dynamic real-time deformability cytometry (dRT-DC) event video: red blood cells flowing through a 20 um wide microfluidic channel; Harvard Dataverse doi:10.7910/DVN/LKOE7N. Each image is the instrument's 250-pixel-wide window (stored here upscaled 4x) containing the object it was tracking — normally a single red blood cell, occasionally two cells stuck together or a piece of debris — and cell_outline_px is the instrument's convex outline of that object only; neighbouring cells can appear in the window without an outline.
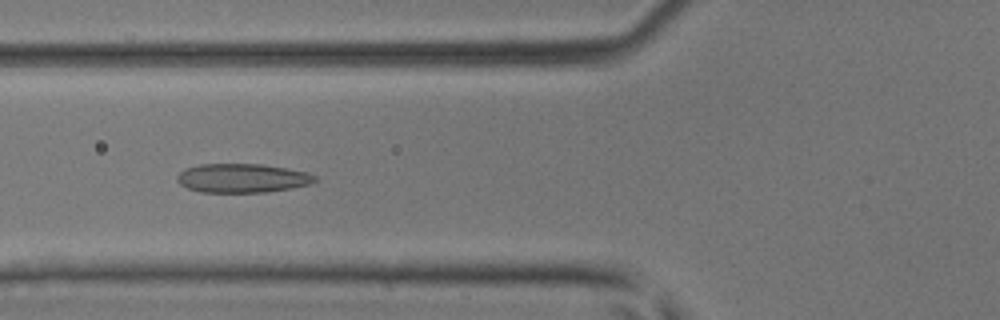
{"species": "common noctule bat (a hibernating species)", "species_latin": "Nyctalus noctula", "temperature_condition": "room temperature", "stored_images_in_passage": 50, "camera_frame_rate_fps": 3000, "um_per_image_px": 0.085, "animal": {"sex": "male", "body_mass_g": 17.9, "forearm_length_mm": 54.2}, "frame": {"image": 1, "passage_image": 19, "time_ms": 6.0, "image_size_px": [1000, 320], "cell_outline_px": [[316, 180], [308, 184], [292, 188], [264, 192], [200, 192], [188, 188], [180, 184], [176, 180], [176, 176], [184, 168], [200, 164], [260, 164], [308, 172], [316, 176]], "centroid_in_image_um": [20.55, 15.14], "position_along_channel_um": 105.3, "area_um2": 23.18}}
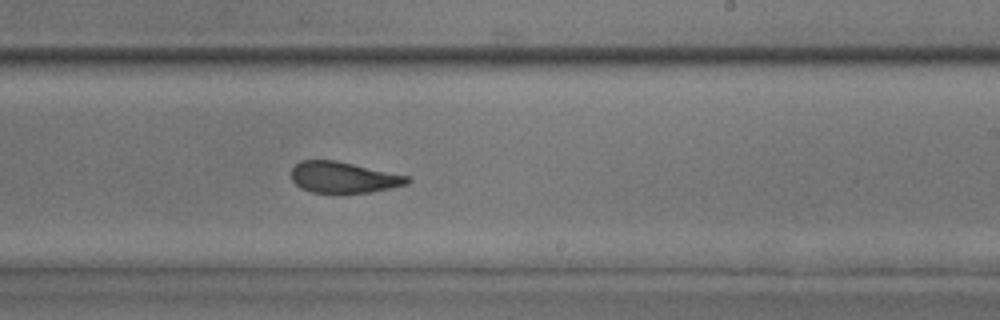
{"frame": {"image": 2, "passage_image": 30, "time_ms": 9.667, "image_size_px": [1000, 320], "cell_outline_px": [[412, 180], [408, 184], [392, 188], [372, 192], [340, 196], [336, 196], [312, 192], [300, 188], [292, 180], [292, 168], [300, 160], [336, 160], [408, 176]], "centroid_in_image_um": [29.19, 15.13], "position_along_channel_um": 259.8, "area_um2": 21.85}}
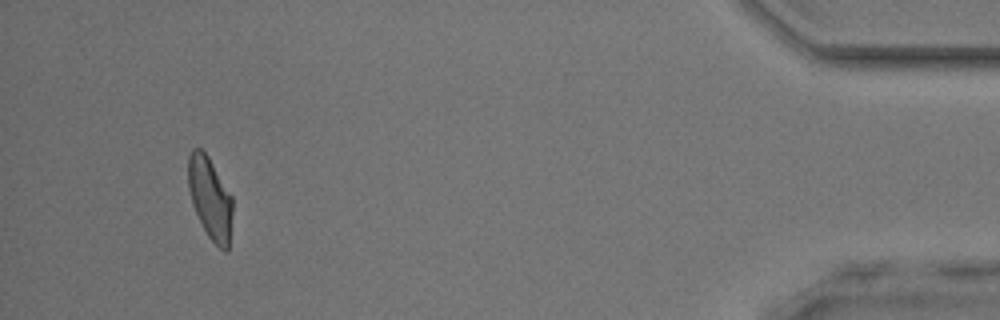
{"frame": {"image": 3, "passage_image": 46, "time_ms": 15.0, "image_size_px": [1000, 320], "cell_outline_px": [[232, 212], [228, 252], [224, 252], [208, 236], [192, 204], [188, 188], [188, 156], [192, 148], [200, 148], [208, 156], [232, 196]], "centroid_in_image_um": [17.85, 16.83], "position_along_channel_um": 417.3, "area_um2": 21.04}}